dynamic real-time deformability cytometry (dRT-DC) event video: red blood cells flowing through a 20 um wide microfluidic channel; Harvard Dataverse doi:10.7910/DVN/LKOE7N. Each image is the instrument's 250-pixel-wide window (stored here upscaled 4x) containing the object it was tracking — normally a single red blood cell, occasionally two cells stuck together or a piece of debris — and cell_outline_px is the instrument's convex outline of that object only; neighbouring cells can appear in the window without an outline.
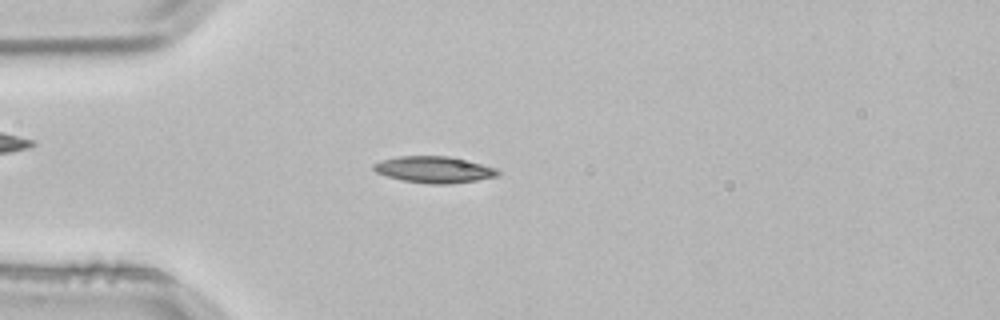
{"species": "common noctule bat (a hibernating species)", "species_latin": "Nyctalus noctula", "temperature_condition": "room temperature", "stored_images_in_passage": 3, "camera_frame_rate_fps": 3000, "um_per_image_px": 0.085, "animal": {"sex": "male", "body_mass_g": 21.5, "forearm_length_mm": 52.0}, "frame": {"image": 1, "passage_image": 3, "time_ms": 0.667, "image_size_px": [1000, 320], "cell_outline_px": [[500, 176], [452, 184], [432, 184], [404, 180], [388, 176], [376, 172], [372, 168], [372, 164], [380, 160], [400, 156], [448, 156], [496, 168], [500, 172]], "centroid_in_image_um": [36.89, 14.41], "position_along_channel_um": 48.1, "area_um2": 19.02}}